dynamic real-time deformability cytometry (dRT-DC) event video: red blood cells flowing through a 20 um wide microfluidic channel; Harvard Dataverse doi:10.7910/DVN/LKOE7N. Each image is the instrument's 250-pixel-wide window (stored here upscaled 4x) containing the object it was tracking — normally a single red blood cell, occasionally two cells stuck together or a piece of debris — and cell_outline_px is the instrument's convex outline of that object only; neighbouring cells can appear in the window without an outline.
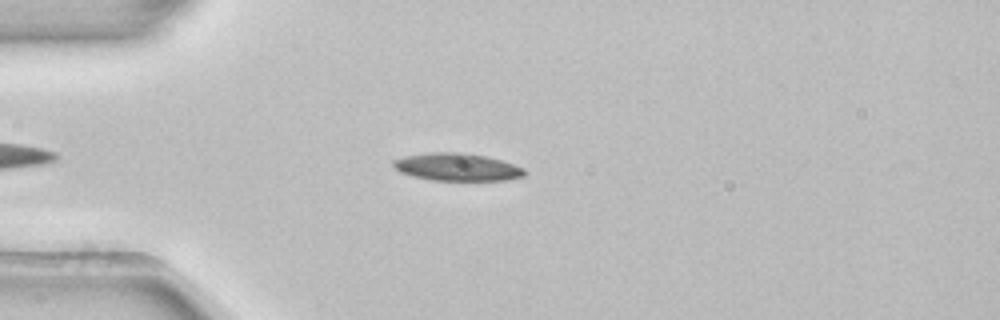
{"species": "common noctule bat (a hibernating species)", "species_latin": "Nyctalus noctula", "temperature_condition": "room temperature", "stored_images_in_passage": 44, "camera_frame_rate_fps": 3000, "um_per_image_px": 0.085, "animal": {"sex": "female", "body_mass_g": 22.7, "forearm_length_mm": 54.2}, "frame": {"image": 1, "passage_image": 9, "time_ms": 2.667, "image_size_px": [1000, 320], "cell_outline_px": [[528, 172], [524, 176], [504, 180], [432, 180], [412, 176], [400, 172], [392, 164], [392, 160], [404, 156], [428, 152], [464, 152], [484, 156], [500, 160], [524, 168]], "centroid_in_image_um": [38.83, 14.19], "position_along_channel_um": 46.2, "area_um2": 21.1}}
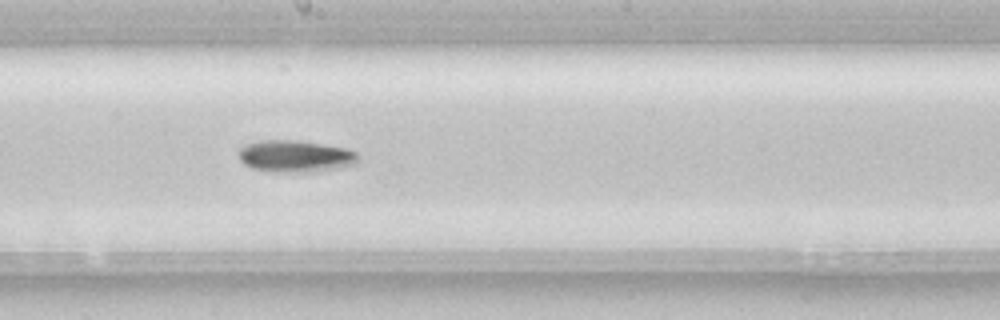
{"frame": {"image": 2, "passage_image": 24, "time_ms": 7.667, "image_size_px": [1000, 320], "cell_outline_px": [[360, 160], [356, 164], [336, 168], [312, 172], [268, 172], [252, 168], [244, 164], [240, 160], [240, 148], [248, 144], [260, 140], [296, 140], [348, 148], [356, 152], [360, 156]], "centroid_in_image_um": [25.14, 13.28], "position_along_channel_um": 223.1, "area_um2": 22.37}}
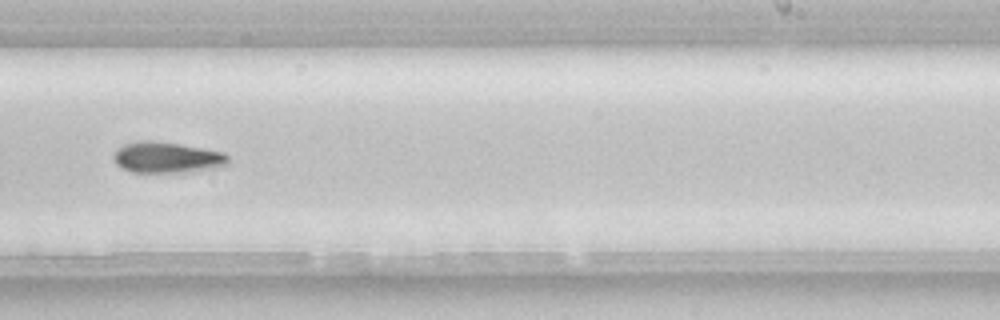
{"frame": {"image": 3, "passage_image": 28, "time_ms": 9.0, "image_size_px": [1000, 320], "cell_outline_px": [[228, 164], [212, 168], [192, 172], [132, 172], [116, 164], [112, 156], [116, 148], [124, 144], [136, 140], [152, 140], [180, 144], [204, 148], [224, 152], [228, 156]], "centroid_in_image_um": [14.16, 13.37], "position_along_channel_um": 274.8, "area_um2": 20.87}, "authors_computed_cell_mechanics": {"area_um2": 20.7502, "velocity_mm_per_s": 3.9137, "shape_relaxation_time_tau1_ms": 3.6248, "shape_relaxation_time_tau2_ms": null, "deformation_change_tau1": 0.0958, "deformation_change_tau2": null}}